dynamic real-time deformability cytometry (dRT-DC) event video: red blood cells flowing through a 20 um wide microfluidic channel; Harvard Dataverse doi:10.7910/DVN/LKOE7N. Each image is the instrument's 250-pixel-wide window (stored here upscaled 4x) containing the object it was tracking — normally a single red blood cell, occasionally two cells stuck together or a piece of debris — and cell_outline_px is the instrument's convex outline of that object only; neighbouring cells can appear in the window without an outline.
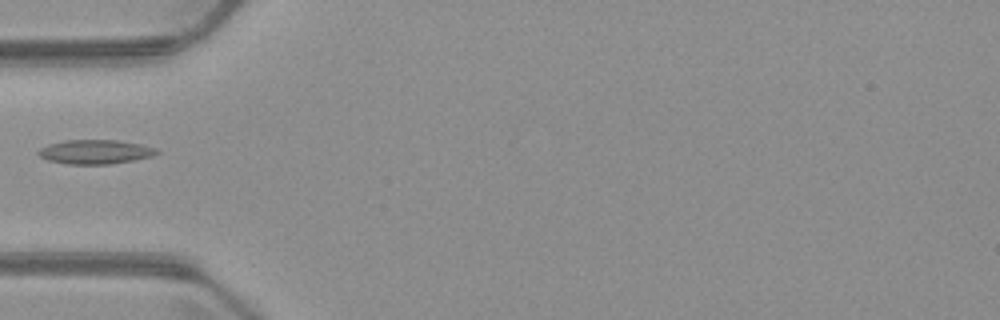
{"species": "common noctule bat (a hibernating species)", "species_latin": "Nyctalus noctula", "temperature_condition": "warm", "stored_images_in_passage": 5, "camera_frame_rate_fps": 3000, "um_per_image_px": 0.085, "animal": {"sex": "male", "body_mass_g": 23.1, "forearm_length_mm": 52.7}, "frame": {"image": 1, "passage_image": 5, "time_ms": 4.667, "image_size_px": [1000, 320], "cell_outline_px": [[160, 152], [152, 156], [132, 160], [108, 164], [68, 164], [48, 160], [40, 156], [36, 152], [40, 148], [48, 144], [64, 140], [116, 140], [140, 144], [156, 148]], "centroid_in_image_um": [8.07, 12.9], "position_along_channel_um": 76.9, "area_um2": 16.59}}